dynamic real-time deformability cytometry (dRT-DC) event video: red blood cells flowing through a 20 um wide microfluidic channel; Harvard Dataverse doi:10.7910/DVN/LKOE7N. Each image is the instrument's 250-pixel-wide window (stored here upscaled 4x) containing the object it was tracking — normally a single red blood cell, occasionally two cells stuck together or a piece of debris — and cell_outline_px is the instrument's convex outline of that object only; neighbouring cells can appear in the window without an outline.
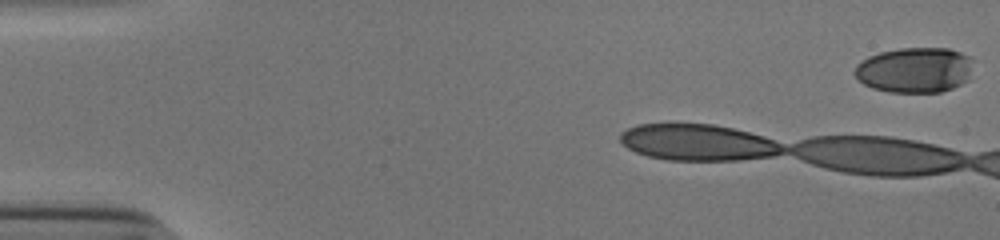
{"species": "human", "species_latin": "Homo sapiens", "temperature_condition": "cold", "stored_images_in_passage": 8, "camera_frame_rate_fps": 3000, "um_per_image_px": 0.085, "donor": {"sex": "male"}, "frame": {"image": 1, "passage_image": 1, "time_ms": 0.0, "image_size_px": [1000, 240], "cell_outline_px": [[968, 80], [952, 88], [940, 92], [888, 92], [872, 88], [864, 84], [856, 76], [856, 64], [868, 56], [880, 52], [900, 48], [948, 48], [960, 52], [968, 56]], "centroid_in_image_um": [77.69, 5.95], "position_along_channel_um": 7.3, "area_um2": 30.87}}